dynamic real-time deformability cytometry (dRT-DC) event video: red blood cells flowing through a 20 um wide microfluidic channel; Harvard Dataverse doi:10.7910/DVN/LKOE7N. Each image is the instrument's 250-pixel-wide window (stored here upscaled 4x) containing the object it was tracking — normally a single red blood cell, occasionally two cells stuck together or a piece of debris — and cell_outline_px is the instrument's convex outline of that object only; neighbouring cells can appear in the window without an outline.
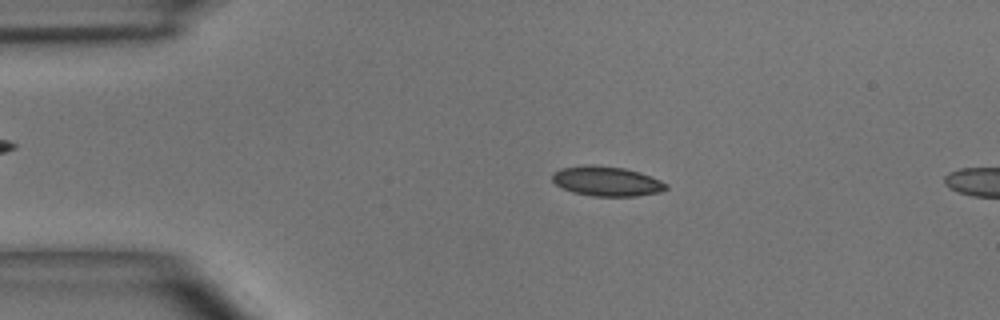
{"species": "common noctule bat (a hibernating species)", "species_latin": "Nyctalus noctula", "temperature_condition": "room temperature", "stored_images_in_passage": 49, "segment_of_instrument_passage": [1, 2], "camera_frame_rate_fps": 3000, "um_per_image_px": 0.085, "animal": {"sex": "male", "body_mass_g": 15.6}, "frame": {"image": 1, "passage_image": 9, "time_ms": 2.667, "image_size_px": [1000, 320], "cell_outline_px": [[668, 188], [660, 192], [636, 196], [592, 196], [572, 192], [556, 184], [552, 180], [552, 172], [560, 168], [592, 164], [624, 168], [640, 172], [660, 180], [668, 184]], "centroid_in_image_um": [51.57, 15.4], "position_along_channel_um": 33.4, "area_um2": 19.77}}
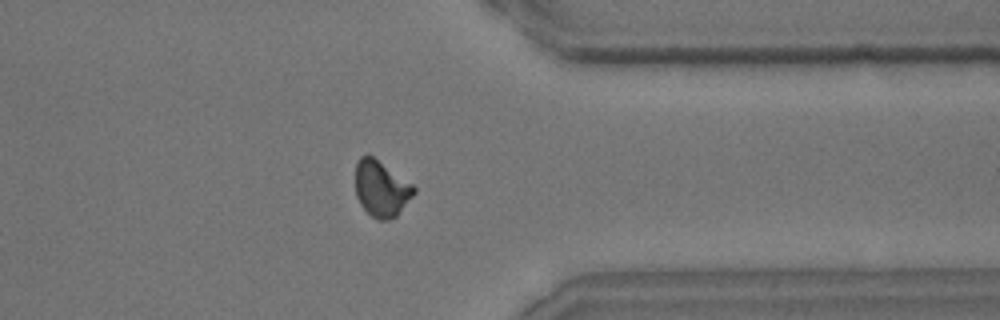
{"frame": {"image": 2, "passage_image": 38, "time_ms": 12.333, "image_size_px": [1000, 320], "cell_outline_px": [[416, 192], [396, 216], [388, 220], [376, 220], [360, 204], [356, 196], [356, 164], [360, 156], [372, 156], [412, 184], [416, 188]], "centroid_in_image_um": [32.4, 16.06], "position_along_channel_um": 379.0, "area_um2": 18.79}}
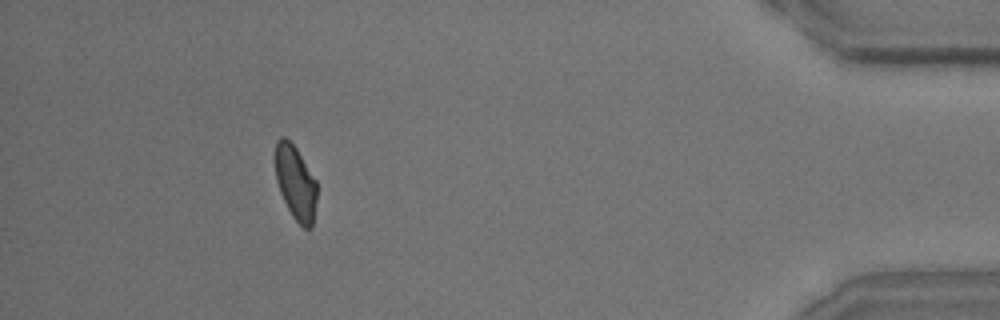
{"frame": {"image": 3, "passage_image": 44, "time_ms": 14.333, "image_size_px": [1000, 320], "cell_outline_px": [[316, 200], [312, 228], [304, 228], [292, 216], [280, 192], [276, 180], [276, 140], [280, 136], [284, 136], [296, 148], [316, 180]], "centroid_in_image_um": [25.12, 15.53], "position_along_channel_um": 410.1, "area_um2": 17.74}}